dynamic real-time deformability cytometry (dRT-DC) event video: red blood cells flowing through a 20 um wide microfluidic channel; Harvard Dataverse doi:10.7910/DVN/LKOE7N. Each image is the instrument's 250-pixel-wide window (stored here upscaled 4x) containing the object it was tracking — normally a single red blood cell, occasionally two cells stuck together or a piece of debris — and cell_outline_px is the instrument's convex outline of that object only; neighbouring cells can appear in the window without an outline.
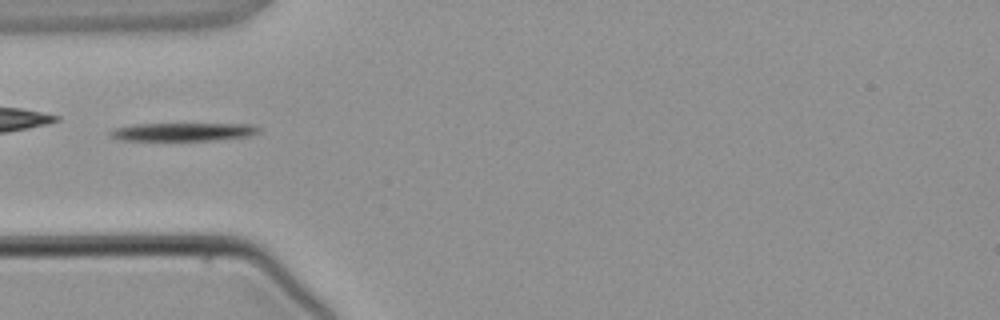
{"species": "common noctule bat (a hibernating species)", "species_latin": "Nyctalus noctula", "temperature_condition": "warm", "stored_images_in_passage": 2, "camera_frame_rate_fps": 3000, "um_per_image_px": 0.085, "animal": {"sex": "male", "body_mass_g": 21.5, "forearm_length_mm": 52.0}, "frame": {"image": 1, "passage_image": 2, "time_ms": 3.0, "image_size_px": [1000, 320], "cell_outline_px": [[260, 132], [248, 136], [216, 140], [120, 140], [108, 136], [108, 132], [112, 128], [136, 124], [252, 124], [260, 128]], "centroid_in_image_um": [15.52, 11.2], "position_along_channel_um": 69.5, "area_um2": 15.78}}